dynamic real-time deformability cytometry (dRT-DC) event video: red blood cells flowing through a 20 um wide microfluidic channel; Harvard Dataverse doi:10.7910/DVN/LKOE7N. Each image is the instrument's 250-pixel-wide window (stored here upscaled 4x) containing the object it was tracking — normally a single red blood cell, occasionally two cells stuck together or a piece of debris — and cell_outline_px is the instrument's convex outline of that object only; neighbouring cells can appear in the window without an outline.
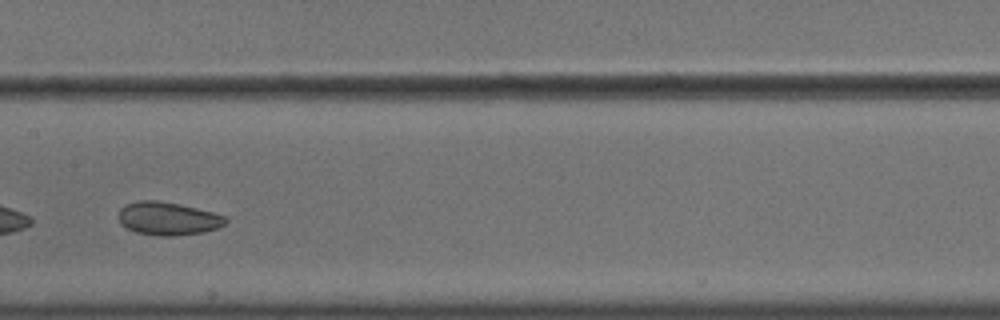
{"species": "common noctule bat (a hibernating species)", "species_latin": "Nyctalus noctula", "temperature_condition": "cold", "stored_images_in_passage": 45, "camera_frame_rate_fps": 3000, "um_per_image_px": 0.085, "animal": {"sex": "male", "body_mass_g": 18.8}, "frame": {"image": 1, "passage_image": 20, "time_ms": 6.333, "image_size_px": [1000, 320], "cell_outline_px": [[228, 220], [224, 224], [216, 228], [204, 232], [176, 236], [160, 236], [136, 232], [120, 224], [120, 208], [136, 200], [156, 200], [196, 208], [212, 212], [224, 216]], "centroid_in_image_um": [14.27, 18.58], "position_along_channel_um": 193.1, "area_um2": 20.4}, "authors_computed_cell_mechanics": {"area_um2": 22.0796, "velocity_mm_per_s": 3.601, "shape_relaxation_time_tau1_ms": 3.1937, "shape_relaxation_time_tau2_ms": 1.6706, "deformation_change_tau1": 0.0462, "deformation_change_tau2": 0.0552}}